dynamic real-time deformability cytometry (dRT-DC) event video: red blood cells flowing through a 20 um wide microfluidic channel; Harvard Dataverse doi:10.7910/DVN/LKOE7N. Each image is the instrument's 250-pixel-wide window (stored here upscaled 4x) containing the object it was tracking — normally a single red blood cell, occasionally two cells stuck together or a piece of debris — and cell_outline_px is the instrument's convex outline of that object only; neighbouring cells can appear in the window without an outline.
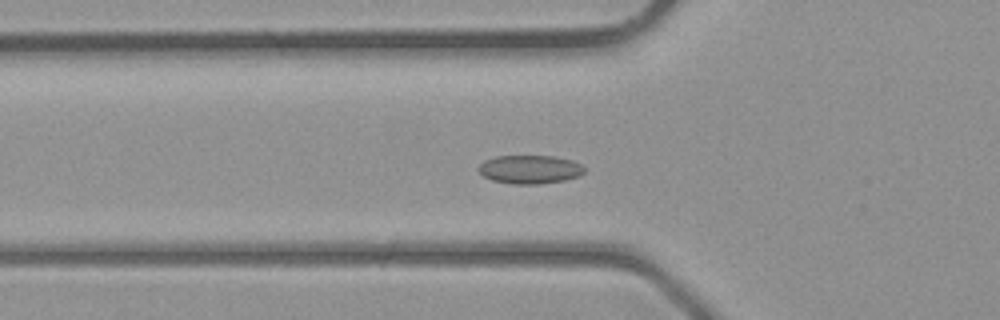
{"species": "common noctule bat (a hibernating species)", "species_latin": "Nyctalus noctula", "temperature_condition": "room temperature", "stored_images_in_passage": 42, "segment_of_instrument_passage": [1, 2], "camera_frame_rate_fps": 3000, "um_per_image_px": 0.085, "animal": {"sex": "male", "body_mass_g": 23.1, "forearm_length_mm": 52.7}, "frame": {"image": 1, "passage_image": 14, "time_ms": 4.333, "image_size_px": [1000, 320], "cell_outline_px": [[584, 172], [580, 176], [564, 180], [536, 184], [516, 184], [492, 180], [484, 176], [476, 168], [484, 160], [496, 156], [552, 156], [572, 160], [580, 164], [584, 168]], "centroid_in_image_um": [45.02, 14.39], "position_along_channel_um": 80.8, "area_um2": 17.51}}
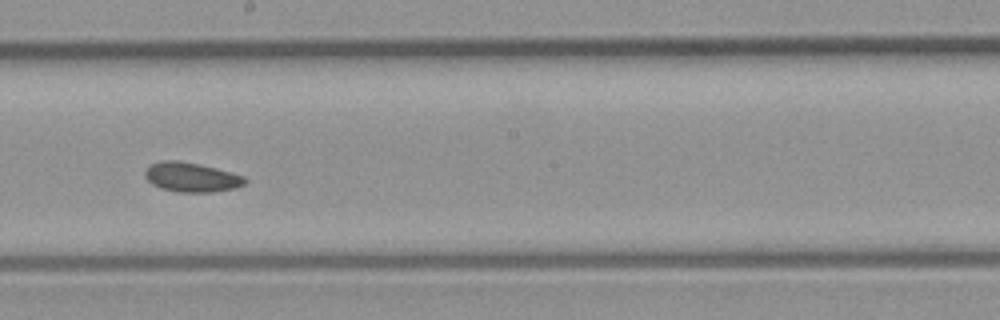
{"frame": {"image": 2, "passage_image": 23, "time_ms": 7.333, "image_size_px": [1000, 320], "cell_outline_px": [[248, 180], [244, 184], [236, 188], [212, 192], [176, 192], [160, 188], [152, 184], [144, 176], [144, 172], [152, 164], [164, 160], [176, 160], [216, 168], [244, 176]], "centroid_in_image_um": [16.28, 15.08], "position_along_channel_um": 231.9, "area_um2": 17.05}}
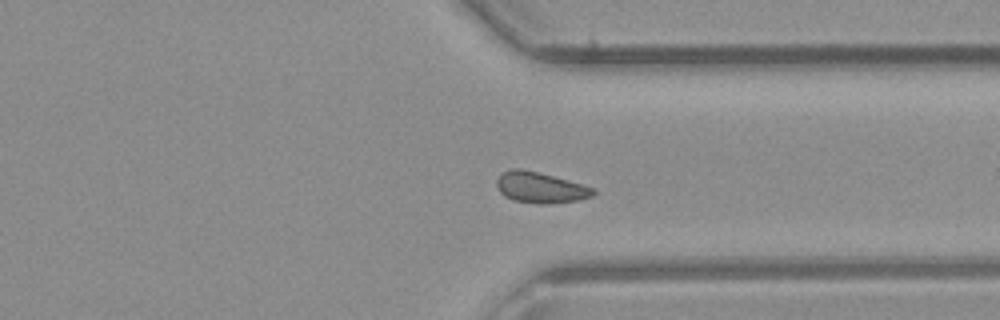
{"frame": {"image": 3, "passage_image": 31, "time_ms": 10.0, "image_size_px": [1000, 320], "cell_outline_px": [[596, 192], [592, 196], [580, 200], [544, 204], [540, 204], [512, 200], [504, 196], [496, 188], [496, 180], [500, 172], [508, 168], [520, 168], [584, 184], [596, 188]], "centroid_in_image_um": [45.9, 15.93], "position_along_channel_um": 365.5, "area_um2": 17.63}}